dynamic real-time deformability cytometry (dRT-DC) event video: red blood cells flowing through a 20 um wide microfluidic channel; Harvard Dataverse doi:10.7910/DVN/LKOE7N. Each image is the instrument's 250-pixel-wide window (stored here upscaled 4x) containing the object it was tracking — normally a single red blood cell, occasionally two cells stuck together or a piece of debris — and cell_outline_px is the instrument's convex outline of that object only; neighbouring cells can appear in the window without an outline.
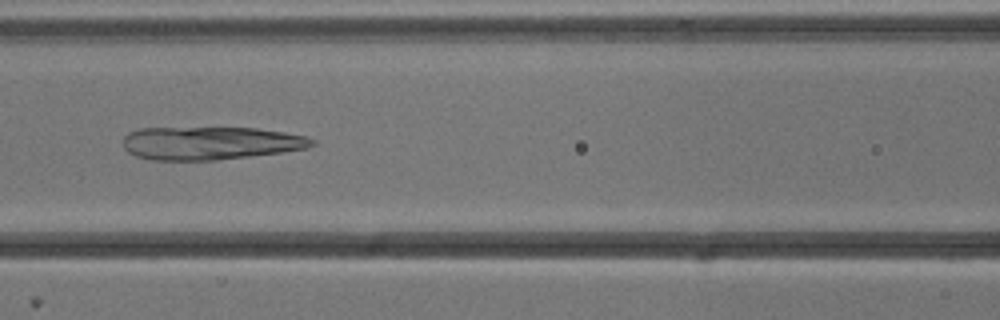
{"species": "common noctule bat (a hibernating species)", "species_latin": "Nyctalus noctula", "temperature_condition": "cold", "stored_images_in_passage": 53, "camera_frame_rate_fps": 3000, "um_per_image_px": 0.085, "animal": {"sex": "male", "body_mass_g": 13.3}, "frame": {"image": 1, "passage_image": 23, "time_ms": 7.333, "image_size_px": [1000, 320], "cell_outline_px": [[316, 144], [308, 148], [284, 152], [216, 160], [152, 160], [136, 156], [128, 152], [124, 148], [124, 136], [128, 132], [140, 128], [256, 128], [284, 132], [304, 136], [316, 140]], "centroid_in_image_um": [17.89, 12.17], "position_along_channel_um": 148.7, "area_um2": 36.53}}
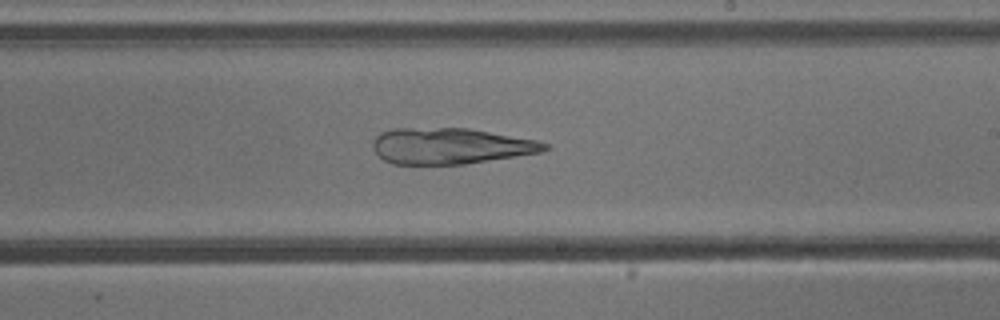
{"frame": {"image": 2, "passage_image": 31, "time_ms": 10.0, "image_size_px": [1000, 320], "cell_outline_px": [[552, 148], [540, 152], [464, 164], [392, 164], [384, 160], [372, 148], [372, 140], [380, 132], [392, 128], [468, 128], [536, 140], [548, 144]], "centroid_in_image_um": [38.24, 12.4], "position_along_channel_um": 250.8, "area_um2": 36.01}}
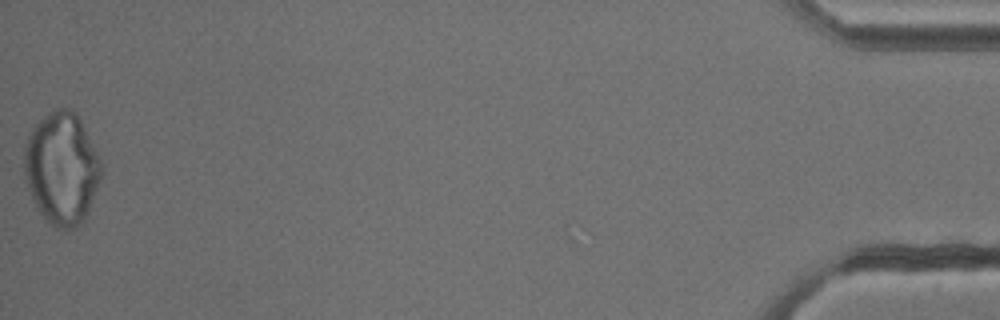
{"frame": {"image": 3, "passage_image": 53, "time_ms": 17.333, "image_size_px": [1000, 320], "cell_outline_px": [[104, 172], [88, 212], [84, 220], [76, 228], [56, 228], [36, 208], [24, 180], [24, 148], [28, 136], [32, 128], [44, 116], [56, 108], [72, 108], [76, 112], [104, 164]], "centroid_in_image_um": [5.27, 14.3], "position_along_channel_um": 429.9, "area_um2": 50.86}}